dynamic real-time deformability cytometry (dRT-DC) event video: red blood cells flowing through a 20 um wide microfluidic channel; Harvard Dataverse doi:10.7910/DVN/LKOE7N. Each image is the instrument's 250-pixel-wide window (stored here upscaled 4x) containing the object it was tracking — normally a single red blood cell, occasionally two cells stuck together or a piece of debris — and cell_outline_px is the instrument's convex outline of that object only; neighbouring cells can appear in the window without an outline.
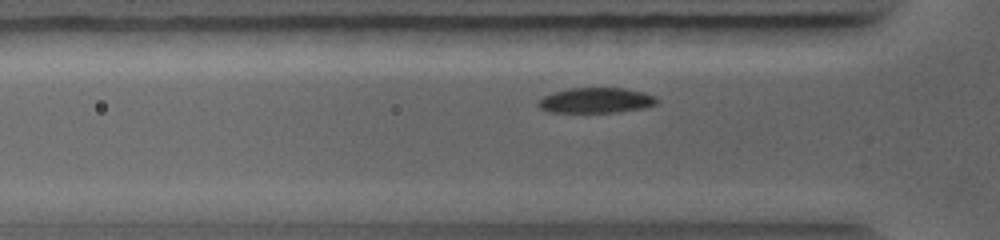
{"species": "common noctule bat (a hibernating species)", "species_latin": "Nyctalus noctula", "temperature_condition": "warm", "stored_images_in_passage": 67, "camera_frame_rate_fps": 5000, "um_per_image_px": 0.085, "animal": {"sex": "female", "body_mass_g": 19.0, "forearm_length_mm": 56.7}, "frame": {"image": 1, "passage_image": 15, "time_ms": 1.8, "image_size_px": [1000, 240], "cell_outline_px": [[660, 100], [656, 104], [640, 108], [616, 112], [548, 112], [540, 108], [536, 104], [544, 96], [568, 88], [624, 88], [644, 92], [656, 96]], "centroid_in_image_um": [50.68, 8.53], "position_along_channel_um": 75.1, "area_um2": 17.4}}
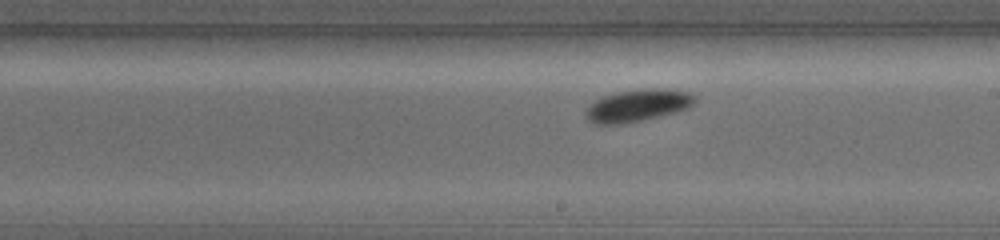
{"frame": {"image": 2, "passage_image": 39, "time_ms": 5.0, "image_size_px": [1000, 240], "cell_outline_px": [[696, 100], [688, 108], [676, 112], [640, 120], [620, 124], [596, 124], [588, 120], [584, 112], [584, 108], [596, 100], [604, 96], [620, 92], [652, 88], [656, 88], [688, 92], [696, 96]], "centroid_in_image_um": [54.18, 8.97], "position_along_channel_um": 234.8, "area_um2": 20.11}}
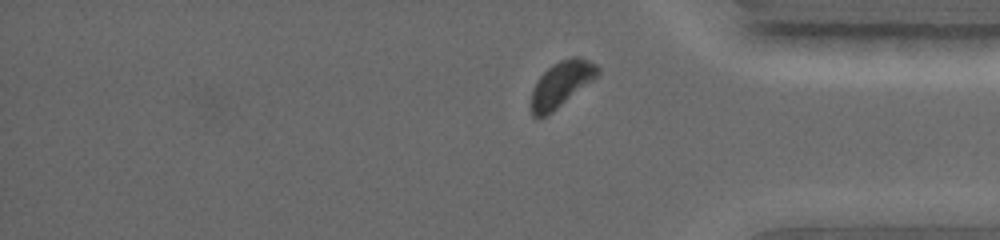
{"frame": {"image": 3, "passage_image": 60, "time_ms": 8.2, "image_size_px": [1000, 240], "cell_outline_px": [[600, 72], [592, 80], [552, 112], [536, 120], [532, 116], [532, 92], [540, 76], [552, 64], [560, 60], [572, 56], [580, 56], [596, 64], [600, 68]], "centroid_in_image_um": [47.72, 7.13], "position_along_channel_um": 387.5, "area_um2": 17.34}}